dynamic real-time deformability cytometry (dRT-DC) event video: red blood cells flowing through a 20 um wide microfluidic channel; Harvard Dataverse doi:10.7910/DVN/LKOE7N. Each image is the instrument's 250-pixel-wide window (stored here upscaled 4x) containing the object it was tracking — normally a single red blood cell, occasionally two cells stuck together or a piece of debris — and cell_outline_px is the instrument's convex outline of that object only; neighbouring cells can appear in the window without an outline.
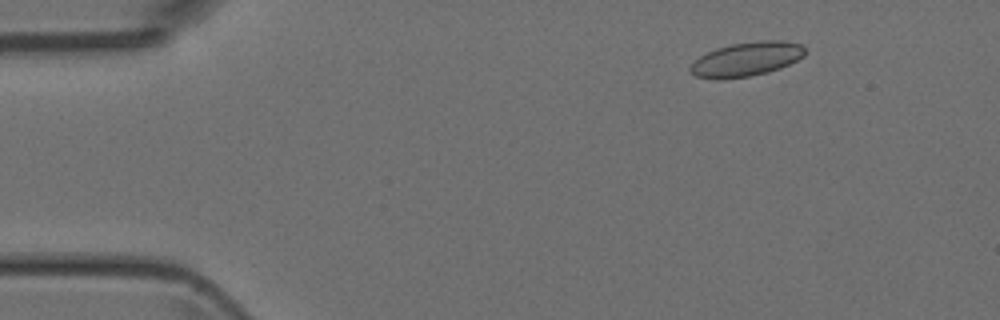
{"species": "Egyptian fruit bat (a non-hibernating species)", "species_latin": "Rousettus aegyptiacus", "temperature_condition": "room temperature", "stored_images_in_passage": 7, "camera_frame_rate_fps": 3000, "um_per_image_px": 0.085, "animal": {"sex": "female"}, "frame": {"image": 1, "passage_image": 2, "time_ms": 1.333, "image_size_px": [1000, 320], "cell_outline_px": [[804, 56], [780, 68], [768, 72], [748, 76], [720, 80], [716, 80], [696, 76], [688, 72], [688, 68], [700, 56], [716, 48], [732, 44], [760, 40], [780, 40], [800, 44], [804, 48]], "centroid_in_image_um": [63.41, 5.04], "position_along_channel_um": 21.6, "area_um2": 22.77}}
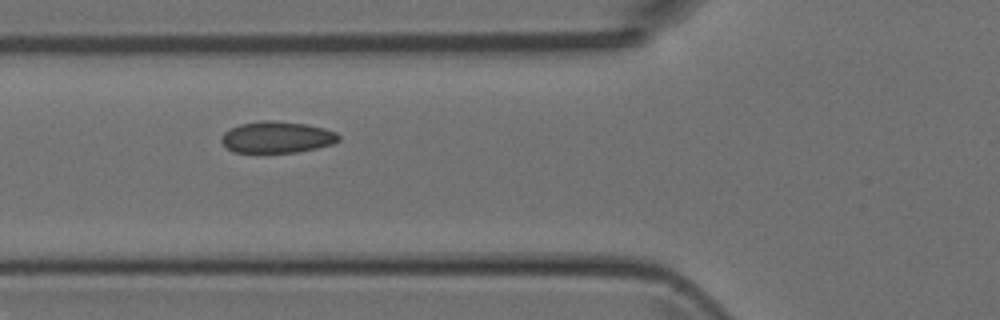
{"frame": {"image": 2, "passage_image": 5, "time_ms": 5.333, "image_size_px": [1000, 320], "cell_outline_px": [[340, 140], [332, 144], [316, 148], [296, 152], [232, 152], [220, 140], [224, 132], [240, 124], [264, 120], [272, 120], [308, 124], [324, 128], [336, 132], [340, 136]], "centroid_in_image_um": [23.56, 11.65], "position_along_channel_um": 102.2, "area_um2": 21.44}}
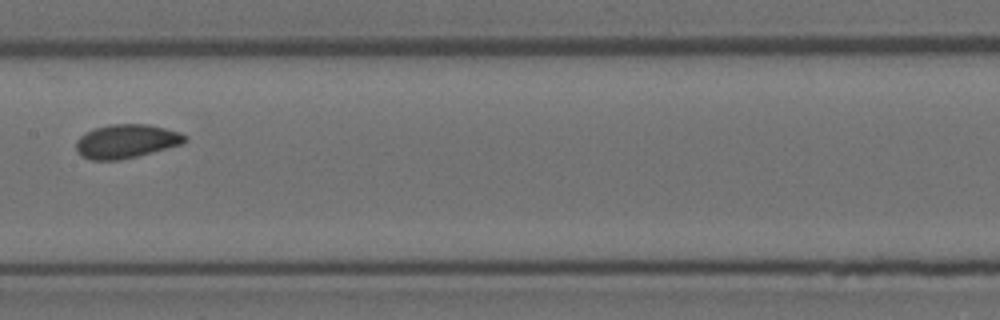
{"frame": {"image": 3, "passage_image": 7, "time_ms": 7.667, "image_size_px": [1000, 320], "cell_outline_px": [[188, 140], [184, 144], [120, 160], [92, 160], [80, 156], [76, 152], [76, 140], [80, 136], [96, 128], [108, 124], [148, 124], [180, 132], [188, 136]], "centroid_in_image_um": [10.75, 12.01], "position_along_channel_um": 196.7, "area_um2": 21.56}}